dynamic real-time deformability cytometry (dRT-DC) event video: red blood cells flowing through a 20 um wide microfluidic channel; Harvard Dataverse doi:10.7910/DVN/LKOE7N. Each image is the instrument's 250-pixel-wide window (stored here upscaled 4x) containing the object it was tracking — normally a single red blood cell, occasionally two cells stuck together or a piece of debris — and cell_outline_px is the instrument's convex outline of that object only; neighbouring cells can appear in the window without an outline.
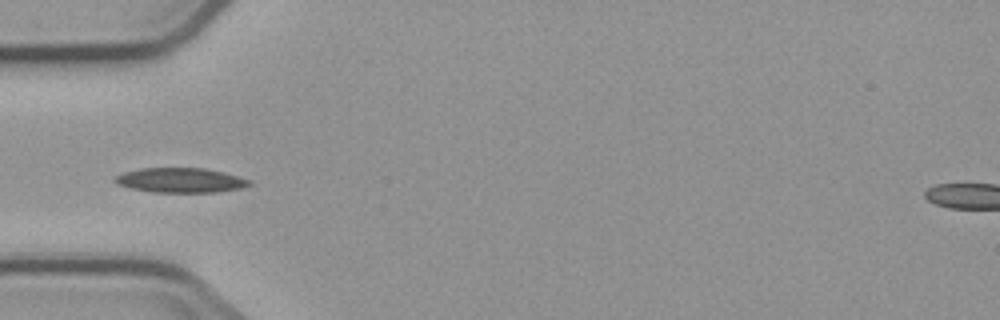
{"species": "common noctule bat (a hibernating species)", "species_latin": "Nyctalus noctula", "temperature_condition": "cold", "stored_images_in_passage": 7, "camera_frame_rate_fps": 3000, "um_per_image_px": 0.085, "animal": {"sex": "male", "body_mass_g": 23.1, "forearm_length_mm": 52.7}, "frame": {"image": 1, "passage_image": 5, "time_ms": 5.333, "image_size_px": [1000, 320], "cell_outline_px": [[252, 184], [240, 188], [216, 192], [152, 192], [132, 188], [116, 184], [112, 180], [116, 176], [124, 172], [140, 168], [204, 168], [224, 172], [252, 180]], "centroid_in_image_um": [15.34, 15.32], "position_along_channel_um": 69.7, "area_um2": 19.36}}
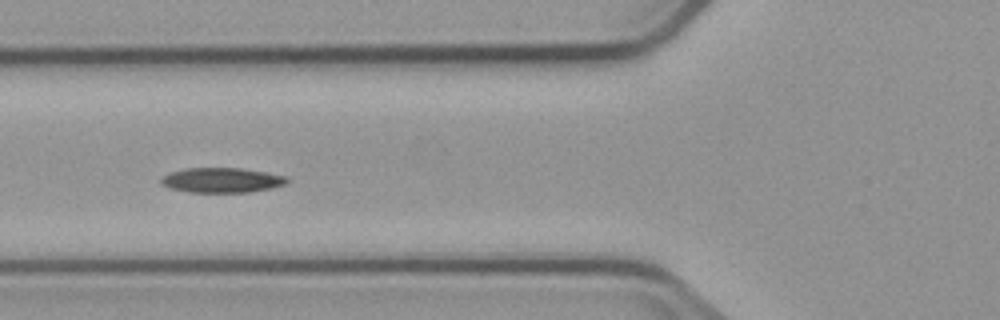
{"frame": {"image": 2, "passage_image": 6, "time_ms": 6.333, "image_size_px": [1000, 320], "cell_outline_px": [[292, 180], [288, 184], [272, 188], [248, 192], [188, 192], [168, 188], [160, 184], [160, 180], [164, 176], [172, 172], [184, 168], [240, 168], [268, 172], [288, 176]], "centroid_in_image_um": [18.92, 15.31], "position_along_channel_um": 106.9, "area_um2": 18.55}}
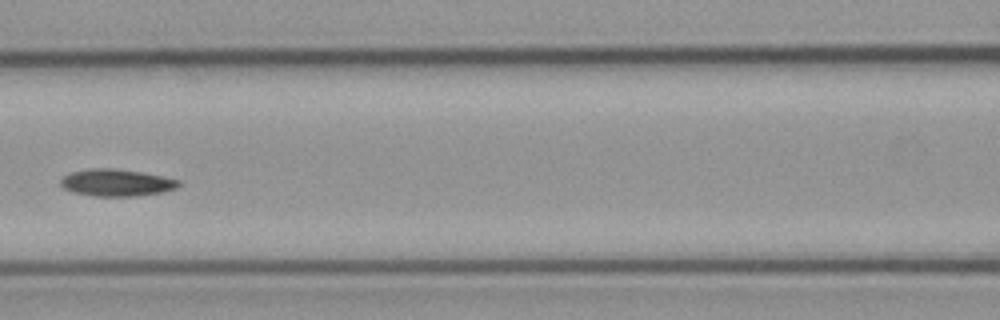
{"frame": {"image": 3, "passage_image": 7, "time_ms": 7.667, "image_size_px": [1000, 320], "cell_outline_px": [[180, 184], [176, 188], [160, 192], [136, 196], [92, 196], [76, 192], [64, 188], [60, 184], [60, 180], [64, 176], [72, 172], [88, 168], [116, 168], [140, 172], [180, 180]], "centroid_in_image_um": [9.88, 15.52], "position_along_channel_um": 156.7, "area_um2": 18.38}}